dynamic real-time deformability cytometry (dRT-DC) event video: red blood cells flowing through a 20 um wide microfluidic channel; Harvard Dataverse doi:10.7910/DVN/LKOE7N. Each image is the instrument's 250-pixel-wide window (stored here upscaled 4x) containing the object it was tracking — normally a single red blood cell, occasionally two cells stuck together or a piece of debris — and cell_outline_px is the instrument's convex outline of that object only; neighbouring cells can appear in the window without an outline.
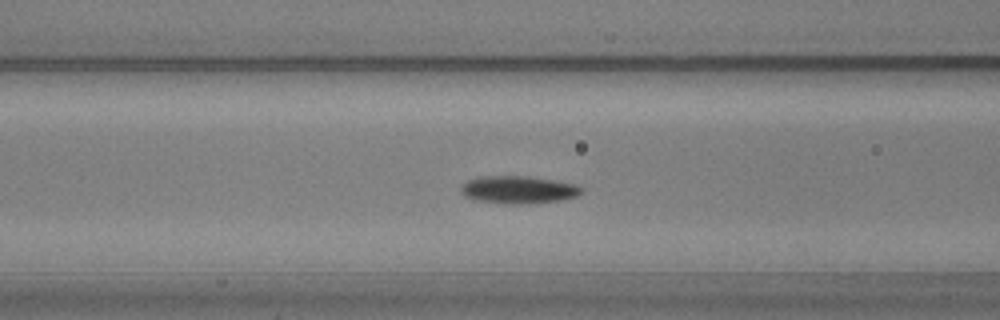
{"species": "common noctule bat (a hibernating species)", "species_latin": "Nyctalus noctula", "temperature_condition": "warm", "stored_images_in_passage": 47, "camera_frame_rate_fps": 3000, "um_per_image_px": 0.085, "animal": {"sex": "male", "body_mass_g": 20.5, "forearm_length_mm": 52.5}, "frame": {"image": 1, "passage_image": 13, "time_ms": 4.0, "image_size_px": [1000, 320], "cell_outline_px": [[584, 192], [576, 196], [560, 200], [520, 204], [504, 204], [472, 200], [464, 196], [460, 192], [460, 188], [468, 180], [480, 176], [528, 176], [552, 180], [572, 184], [584, 188]], "centroid_in_image_um": [44.01, 16.13], "position_along_channel_um": 122.6, "area_um2": 19.42}}
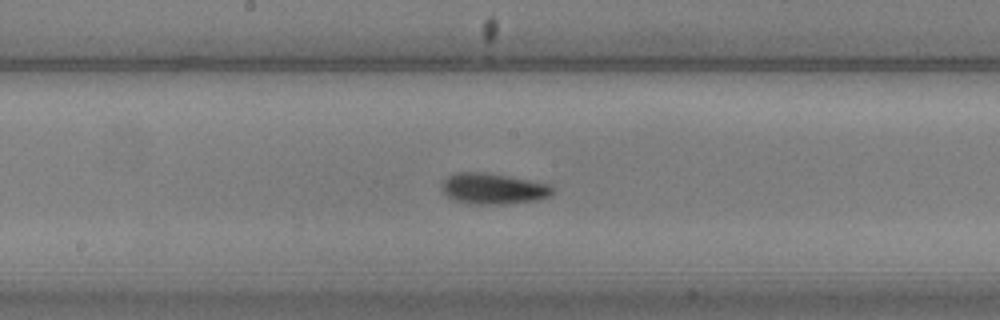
{"frame": {"image": 2, "passage_image": 20, "time_ms": 6.333, "image_size_px": [1000, 320], "cell_outline_px": [[556, 192], [552, 196], [536, 200], [504, 204], [468, 204], [456, 200], [448, 196], [440, 188], [440, 184], [448, 176], [456, 172], [484, 172], [508, 176], [548, 184], [556, 188]], "centroid_in_image_um": [41.94, 16.04], "position_along_channel_um": 206.3, "area_um2": 20.11}}
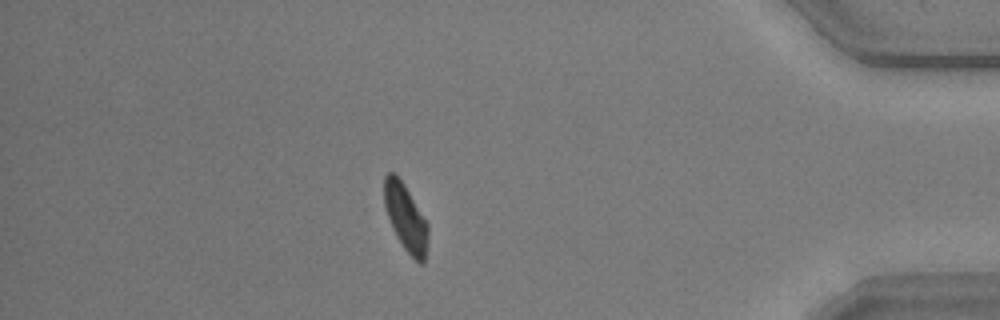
{"frame": {"image": 3, "passage_image": 40, "time_ms": 13.0, "image_size_px": [1000, 320], "cell_outline_px": [[428, 240], [424, 264], [420, 264], [404, 248], [396, 236], [392, 228], [384, 204], [384, 176], [388, 172], [396, 172], [404, 184], [428, 224]], "centroid_in_image_um": [34.48, 18.48], "position_along_channel_um": 400.7, "area_um2": 17.05}, "authors_computed_cell_mechanics": {"area_um2": 18.3226, "velocity_mm_per_s": 3.5841, "shape_relaxation_time_tau1_ms": 2.877, "shape_relaxation_time_tau2_ms": 4.1649, "deformation_change_tau1": 0.1234, "deformation_change_tau2": 0.0817}}